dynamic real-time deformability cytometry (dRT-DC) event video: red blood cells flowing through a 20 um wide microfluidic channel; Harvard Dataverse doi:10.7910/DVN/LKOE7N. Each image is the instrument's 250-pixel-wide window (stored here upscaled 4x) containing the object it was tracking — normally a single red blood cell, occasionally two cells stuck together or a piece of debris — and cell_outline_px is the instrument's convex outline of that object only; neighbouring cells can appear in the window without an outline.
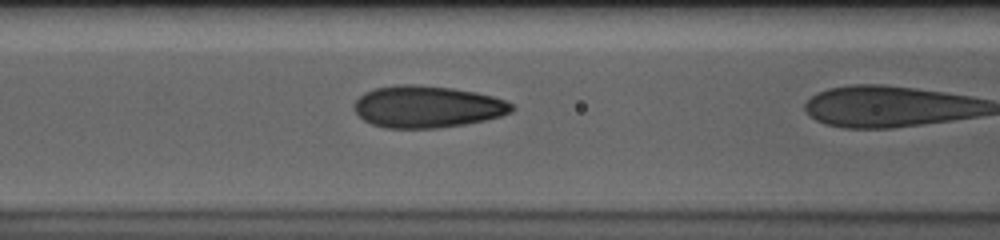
{"species": "human", "species_latin": "Homo sapiens", "temperature_condition": "cold", "stored_images_in_passage": 21, "camera_frame_rate_fps": 3000, "um_per_image_px": 0.085, "donor": {"sex": "male"}, "frame": {"image": 1, "passage_image": 20, "time_ms": 6.333, "image_size_px": [1000, 240], "cell_outline_px": [[516, 108], [512, 112], [500, 116], [484, 120], [464, 124], [436, 128], [384, 128], [372, 124], [364, 120], [356, 112], [356, 100], [364, 92], [376, 88], [396, 84], [416, 84], [452, 88], [476, 92], [492, 96], [504, 100], [512, 104]], "centroid_in_image_um": [36.33, 9.07], "position_along_channel_um": 130.3, "area_um2": 38.38}}